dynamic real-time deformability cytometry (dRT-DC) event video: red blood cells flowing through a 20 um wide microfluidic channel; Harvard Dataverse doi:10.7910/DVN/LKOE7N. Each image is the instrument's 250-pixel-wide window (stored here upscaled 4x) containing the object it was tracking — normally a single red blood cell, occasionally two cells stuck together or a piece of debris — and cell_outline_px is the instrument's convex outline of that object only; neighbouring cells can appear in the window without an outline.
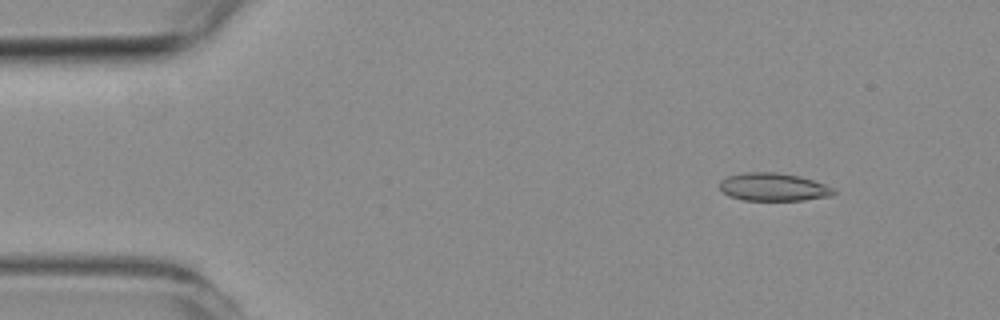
{"species": "common noctule bat (a hibernating species)", "species_latin": "Nyctalus noctula", "temperature_condition": "room temperature", "stored_images_in_passage": 51, "camera_frame_rate_fps": 3000, "um_per_image_px": 0.085, "animal": {"sex": "female", "body_mass_g": 19.3, "forearm_length_mm": 54.1}, "frame": {"image": 1, "passage_image": 3, "time_ms": 0.667, "image_size_px": [1000, 320], "cell_outline_px": [[836, 192], [832, 196], [804, 200], [744, 200], [728, 196], [720, 188], [720, 180], [728, 176], [744, 172], [776, 172], [800, 176], [836, 188]], "centroid_in_image_um": [65.76, 15.89], "position_along_channel_um": 19.2, "area_um2": 18.67}}
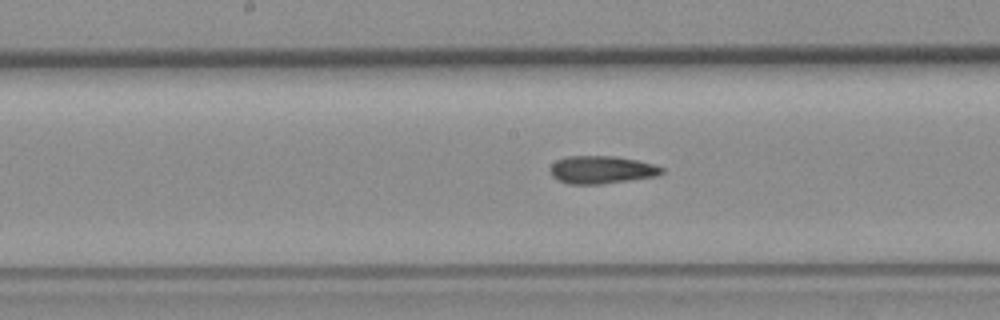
{"frame": {"image": 2, "passage_image": 24, "time_ms": 7.667, "image_size_px": [1000, 320], "cell_outline_px": [[664, 172], [656, 176], [600, 184], [568, 184], [552, 176], [548, 168], [556, 160], [568, 156], [616, 156], [636, 160], [652, 164], [664, 168]], "centroid_in_image_um": [51.1, 14.42], "position_along_channel_um": 197.1, "area_um2": 17.98}}
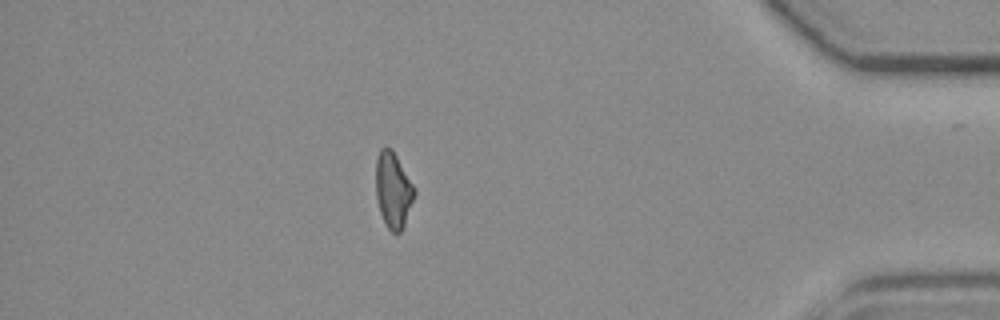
{"frame": {"image": 3, "passage_image": 44, "time_ms": 14.333, "image_size_px": [1000, 320], "cell_outline_px": [[416, 192], [404, 224], [400, 232], [392, 232], [388, 228], [380, 212], [376, 196], [376, 156], [380, 148], [392, 148], [416, 188]], "centroid_in_image_um": [33.42, 16.11], "position_along_channel_um": 401.8, "area_um2": 16.94}, "authors_computed_cell_mechanics": {"area_um2": 17.8602, "velocity_mm_per_s": 3.7714, "shape_relaxation_time_tau1_ms": null, "shape_relaxation_time_tau2_ms": 7.7353, "deformation_change_tau1": null, "deformation_change_tau2": 0.1861}}